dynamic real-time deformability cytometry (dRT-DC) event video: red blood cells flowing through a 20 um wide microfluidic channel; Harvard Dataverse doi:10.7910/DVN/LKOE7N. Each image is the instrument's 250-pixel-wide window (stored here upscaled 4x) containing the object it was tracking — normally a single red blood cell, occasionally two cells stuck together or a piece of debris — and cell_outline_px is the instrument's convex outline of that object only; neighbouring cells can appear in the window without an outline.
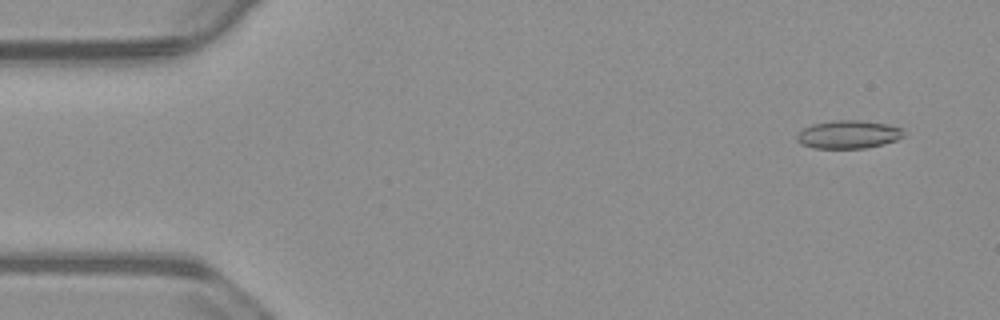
{"species": "common noctule bat (a hibernating species)", "species_latin": "Nyctalus noctula", "temperature_condition": "warm", "stored_images_in_passage": 13, "camera_frame_rate_fps": 3000, "um_per_image_px": 0.085, "animal": {"sex": "male", "body_mass_g": 23.1, "forearm_length_mm": 52.7}, "frame": {"image": 1, "passage_image": 4, "time_ms": 1.0, "image_size_px": [1000, 320], "cell_outline_px": [[904, 136], [896, 140], [884, 144], [864, 148], [816, 148], [804, 144], [796, 140], [796, 136], [804, 128], [812, 124], [832, 120], [860, 120], [884, 124], [904, 128]], "centroid_in_image_um": [72.14, 11.42], "position_along_channel_um": 12.9, "area_um2": 17.4}}